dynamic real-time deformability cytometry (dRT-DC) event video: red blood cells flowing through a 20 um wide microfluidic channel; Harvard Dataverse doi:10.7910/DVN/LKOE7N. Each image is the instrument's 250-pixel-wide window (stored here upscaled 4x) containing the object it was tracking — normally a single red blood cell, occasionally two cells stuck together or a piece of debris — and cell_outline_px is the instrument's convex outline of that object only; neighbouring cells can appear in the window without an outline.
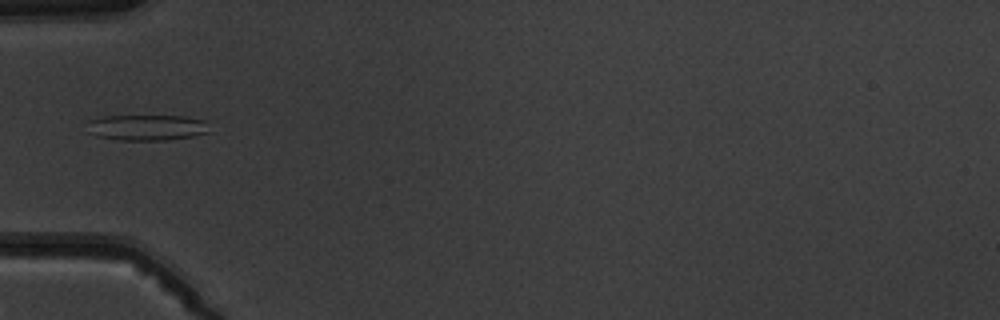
{"species": "common noctule bat (a hibernating species)", "species_latin": "Nyctalus noctula", "temperature_condition": "warm", "stored_images_in_passage": 6, "camera_frame_rate_fps": 3000, "um_per_image_px": 0.085, "animal": {"sex": "male", "body_mass_g": 19.5, "forearm_length_mm": 54.6}, "frame": {"image": 1, "passage_image": 5, "time_ms": 5.333, "image_size_px": [1000, 320], "cell_outline_px": [[208, 132], [192, 136], [168, 140], [120, 140], [96, 136], [88, 132], [88, 120], [104, 116], [188, 116], [204, 120]], "centroid_in_image_um": [12.44, 10.83], "position_along_channel_um": 72.6, "area_um2": 18.32}}
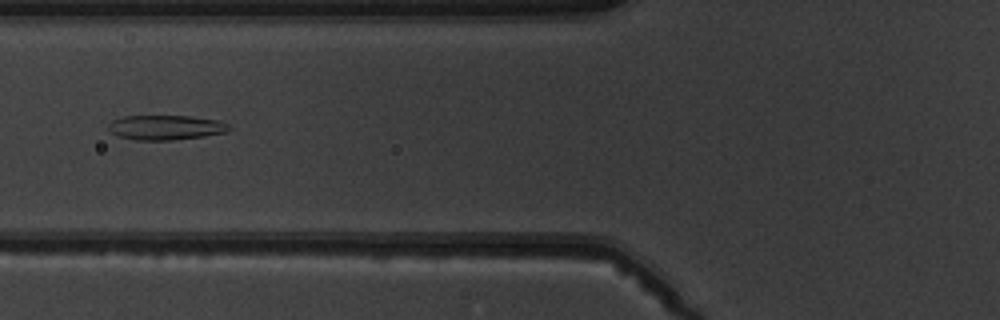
{"frame": {"image": 2, "passage_image": 6, "time_ms": 6.333, "image_size_px": [1000, 320], "cell_outline_px": [[232, 128], [228, 132], [204, 136], [172, 140], [136, 140], [116, 136], [108, 128], [108, 124], [112, 120], [124, 116], [188, 116], [220, 120], [228, 124]], "centroid_in_image_um": [14.1, 10.83], "position_along_channel_um": 111.7, "area_um2": 17.51}}